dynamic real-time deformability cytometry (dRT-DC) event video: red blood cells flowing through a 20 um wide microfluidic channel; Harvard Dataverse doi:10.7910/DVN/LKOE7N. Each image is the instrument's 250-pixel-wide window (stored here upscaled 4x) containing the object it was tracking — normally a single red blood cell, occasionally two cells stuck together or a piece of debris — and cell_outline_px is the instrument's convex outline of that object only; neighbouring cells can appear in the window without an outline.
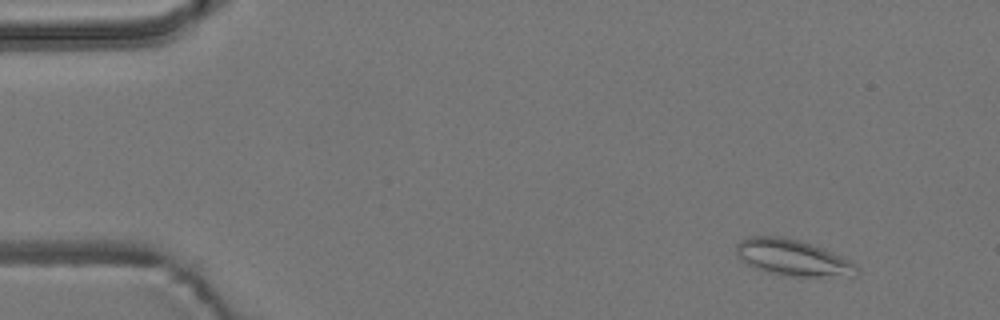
{"species": "common noctule bat (a hibernating species)", "species_latin": "Nyctalus noctula", "temperature_condition": "room temperature", "stored_images_in_passage": 5, "camera_frame_rate_fps": 3000, "um_per_image_px": 0.085, "animal": {"sex": "male", "body_mass_g": 19.2, "forearm_length_mm": 51.8}, "frame": {"image": 1, "passage_image": 2, "time_ms": 1.0, "image_size_px": [1000, 320], "cell_outline_px": [[860, 272], [856, 276], [800, 276], [768, 272], [756, 268], [748, 264], [736, 256], [736, 244], [740, 240], [748, 236], [784, 236], [800, 240], [824, 248], [848, 260], [860, 268]], "centroid_in_image_um": [67.38, 21.88], "position_along_channel_um": 17.6, "area_um2": 25.37}}